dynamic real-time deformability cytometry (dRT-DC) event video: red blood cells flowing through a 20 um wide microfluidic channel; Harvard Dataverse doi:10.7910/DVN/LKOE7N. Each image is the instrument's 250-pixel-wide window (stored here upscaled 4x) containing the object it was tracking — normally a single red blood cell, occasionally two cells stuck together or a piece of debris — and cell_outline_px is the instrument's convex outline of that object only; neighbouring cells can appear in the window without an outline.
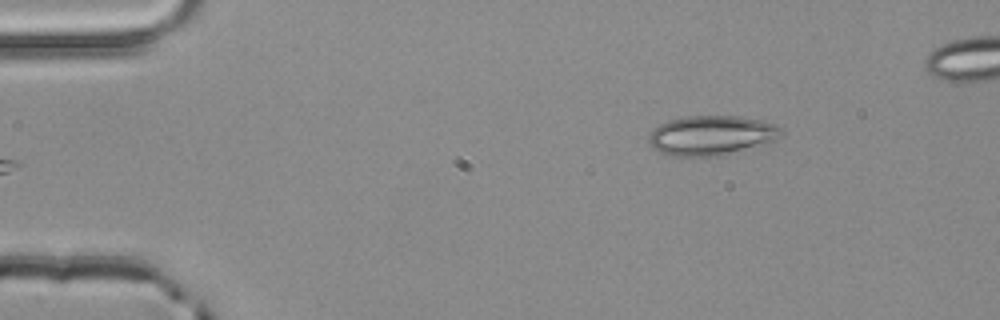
{"species": "common noctule bat (a hibernating species)", "species_latin": "Nyctalus noctula", "temperature_condition": "room temperature", "stored_images_in_passage": 2, "camera_frame_rate_fps": 3000, "um_per_image_px": 0.085, "animal": {"sex": "male", "body_mass_g": 20.4}, "frame": {"image": 1, "passage_image": 2, "time_ms": 0.333, "image_size_px": [1000, 320], "cell_outline_px": [[784, 136], [772, 140], [720, 156], [664, 156], [648, 140], [648, 136], [652, 128], [668, 120], [684, 116], [740, 116], [760, 120], [772, 124], [780, 128], [784, 132]], "centroid_in_image_um": [60.41, 11.5], "position_along_channel_um": 24.6, "area_um2": 30.4}}